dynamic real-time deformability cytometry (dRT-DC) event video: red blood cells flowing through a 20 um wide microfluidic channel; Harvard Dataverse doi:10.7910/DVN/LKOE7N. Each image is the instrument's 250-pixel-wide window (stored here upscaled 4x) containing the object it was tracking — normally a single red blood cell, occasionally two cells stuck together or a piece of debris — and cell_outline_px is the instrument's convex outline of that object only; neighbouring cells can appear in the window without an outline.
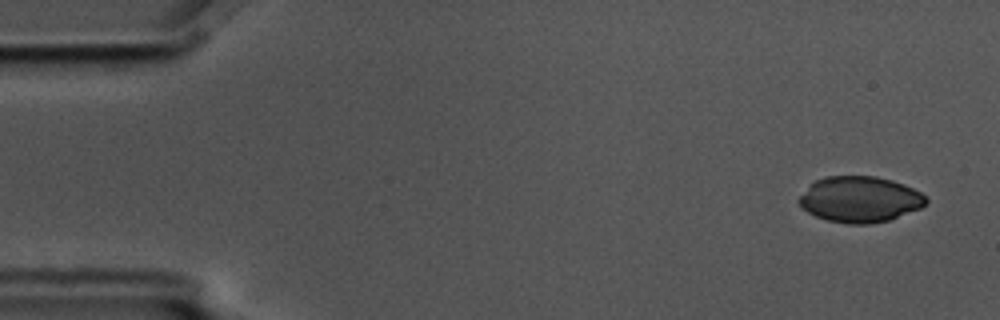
{"species": "common noctule bat (a hibernating species)", "species_latin": "Nyctalus noctula", "temperature_condition": "cold", "stored_images_in_passage": 6, "camera_frame_rate_fps": 3000, "um_per_image_px": 0.085, "animal": {"sex": "male", "body_mass_g": 17.5, "forearm_length_mm": 52.3}, "frame": {"image": 1, "passage_image": 1, "time_ms": 0.0, "image_size_px": [1000, 320], "cell_outline_px": [[928, 200], [920, 208], [888, 220], [868, 224], [848, 224], [828, 220], [816, 216], [808, 212], [796, 200], [816, 180], [824, 176], [876, 176], [892, 180], [904, 184], [920, 192]], "centroid_in_image_um": [73.08, 16.94], "position_along_channel_um": 11.9, "area_um2": 33.64}}